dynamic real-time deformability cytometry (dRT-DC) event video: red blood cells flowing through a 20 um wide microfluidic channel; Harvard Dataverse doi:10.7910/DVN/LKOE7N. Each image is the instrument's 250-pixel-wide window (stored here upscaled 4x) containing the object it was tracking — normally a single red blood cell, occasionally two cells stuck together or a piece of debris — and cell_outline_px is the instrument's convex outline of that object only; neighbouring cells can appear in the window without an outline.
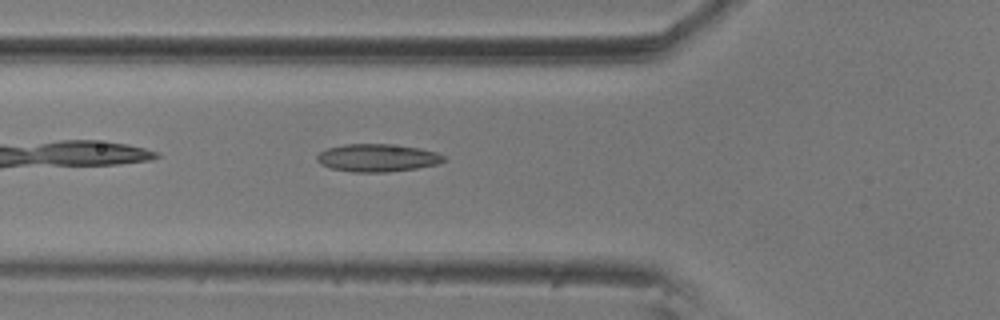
{"species": "common noctule bat (a hibernating species)", "species_latin": "Nyctalus noctula", "temperature_condition": "room temperature", "stored_images_in_passage": 32, "camera_frame_rate_fps": 3000, "um_per_image_px": 0.085, "animal": {"sex": "male", "body_mass_g": 20.5, "forearm_length_mm": 52.5}, "frame": {"image": 1, "passage_image": 4, "time_ms": 1.0, "image_size_px": [1000, 320], "cell_outline_px": [[444, 160], [436, 164], [416, 168], [388, 172], [352, 172], [332, 168], [320, 164], [316, 160], [316, 156], [320, 152], [328, 148], [344, 144], [388, 144], [420, 148], [436, 152], [444, 156]], "centroid_in_image_um": [32.04, 13.41], "position_along_channel_um": 93.8, "area_um2": 20.35}}
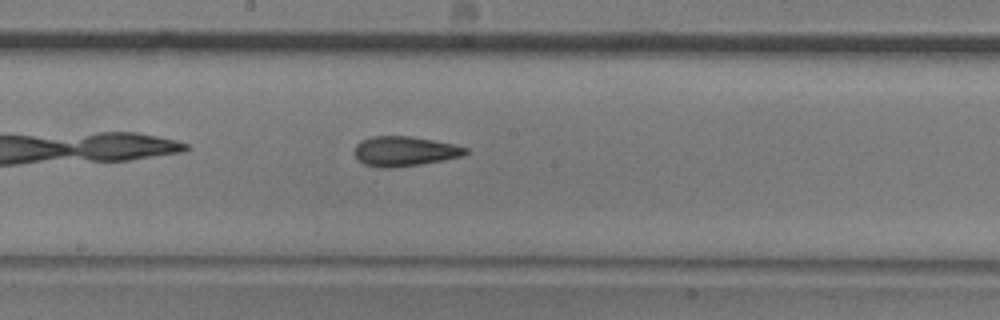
{"frame": {"image": 2, "passage_image": 14, "time_ms": 4.333, "image_size_px": [1000, 320], "cell_outline_px": [[468, 152], [464, 156], [420, 164], [388, 168], [384, 168], [364, 164], [356, 156], [356, 144], [360, 140], [372, 136], [412, 136], [456, 144], [468, 148]], "centroid_in_image_um": [34.43, 12.84], "position_along_channel_um": 213.8, "area_um2": 19.25}}
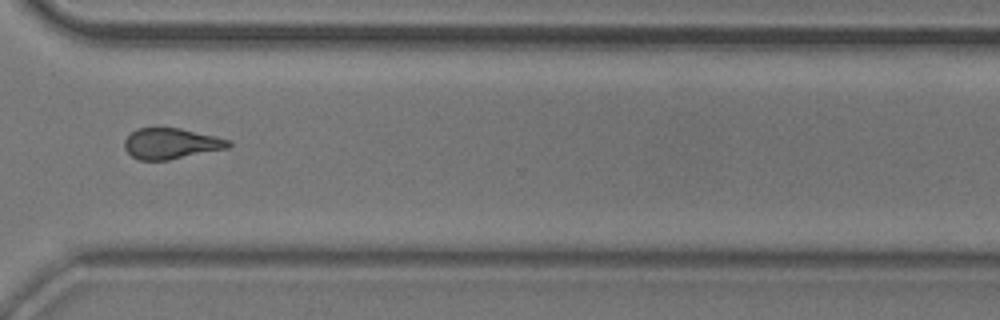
{"frame": {"image": 3, "passage_image": 26, "time_ms": 8.333, "image_size_px": [1000, 320], "cell_outline_px": [[232, 144], [228, 148], [168, 160], [140, 160], [132, 156], [124, 148], [124, 140], [136, 128], [180, 128], [216, 136], [232, 140]], "centroid_in_image_um": [14.56, 12.2], "position_along_channel_um": 356.0, "area_um2": 18.67}, "authors_computed_cell_mechanics": {"area_um2": 18.9873, "velocity_mm_per_s": 3.5699, "shape_relaxation_time_tau1_ms": 10.1334, "shape_relaxation_time_tau2_ms": 1.225, "deformation_change_tau1": 0.1845, "deformation_change_tau2": 0.0866}}